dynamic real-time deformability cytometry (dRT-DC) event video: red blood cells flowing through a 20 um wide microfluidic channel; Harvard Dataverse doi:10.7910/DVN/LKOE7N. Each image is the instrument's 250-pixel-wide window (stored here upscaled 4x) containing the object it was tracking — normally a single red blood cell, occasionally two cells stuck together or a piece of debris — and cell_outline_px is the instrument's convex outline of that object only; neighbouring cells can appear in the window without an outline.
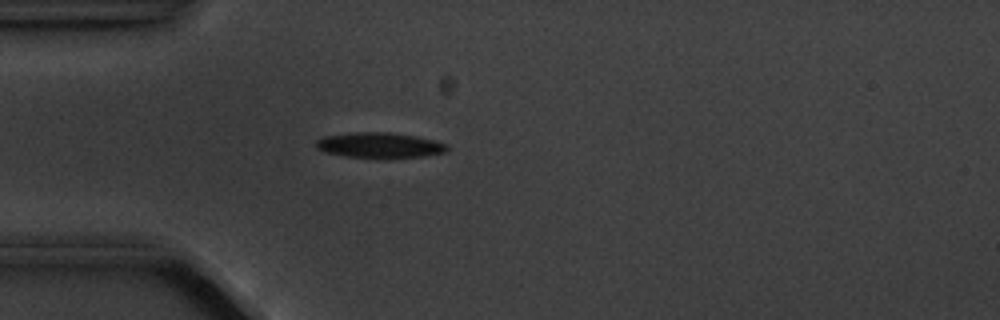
{"species": "common noctule bat (a hibernating species)", "species_latin": "Nyctalus noctula", "temperature_condition": "cold", "stored_images_in_passage": 4, "camera_frame_rate_fps": 3000, "um_per_image_px": 0.085, "animal": {"sex": "male", "body_mass_g": 20.1, "forearm_length_mm": 53.5}, "frame": {"image": 1, "passage_image": 4, "time_ms": 3.333, "image_size_px": [1000, 320], "cell_outline_px": [[448, 148], [444, 152], [424, 156], [348, 156], [328, 152], [316, 148], [316, 140], [324, 136], [348, 132], [392, 132], [416, 136], [432, 140], [444, 144]], "centroid_in_image_um": [32.21, 12.3], "position_along_channel_um": 52.8, "area_um2": 18.61}}